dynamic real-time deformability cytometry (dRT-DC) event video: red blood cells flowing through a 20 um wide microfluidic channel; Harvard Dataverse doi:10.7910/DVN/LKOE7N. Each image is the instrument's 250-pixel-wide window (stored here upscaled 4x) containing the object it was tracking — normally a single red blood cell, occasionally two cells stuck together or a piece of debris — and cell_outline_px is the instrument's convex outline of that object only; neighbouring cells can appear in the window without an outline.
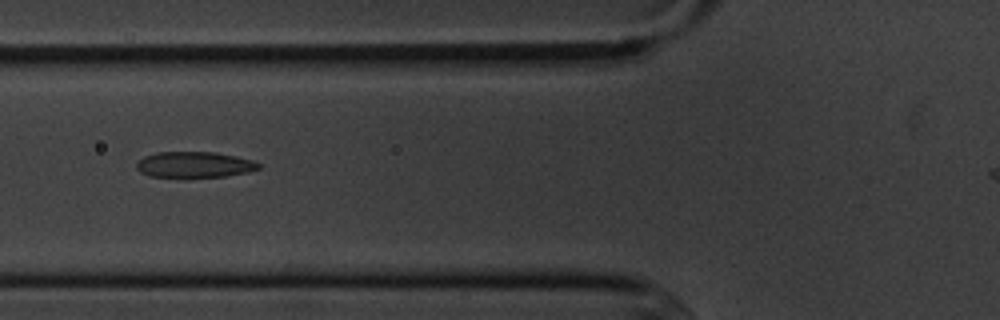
{"species": "common noctule bat (a hibernating species)", "species_latin": "Nyctalus noctula", "temperature_condition": "cold", "stored_images_in_passage": 14, "segment_of_instrument_passage": [1, 2], "camera_frame_rate_fps": 3000, "um_per_image_px": 0.085, "animal": {"sex": "male", "body_mass_g": 20.1, "forearm_length_mm": 53.5}, "frame": {"image": 1, "passage_image": 6, "time_ms": 6.667, "image_size_px": [1000, 320], "cell_outline_px": [[260, 168], [248, 172], [224, 176], [148, 176], [140, 172], [136, 168], [136, 164], [144, 156], [156, 152], [216, 152], [236, 156], [252, 160], [260, 164]], "centroid_in_image_um": [16.52, 13.98], "position_along_channel_um": 109.3, "area_um2": 18.15}}
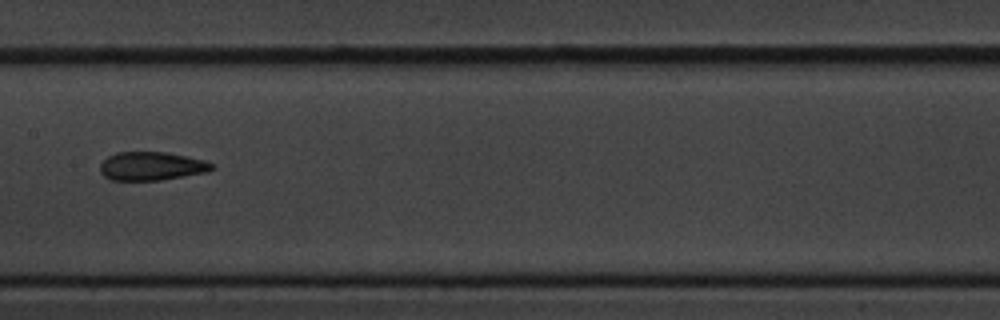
{"frame": {"image": 2, "passage_image": 8, "time_ms": 9.0, "image_size_px": [1000, 320], "cell_outline_px": [[216, 168], [208, 172], [160, 180], [112, 180], [104, 176], [100, 172], [100, 164], [108, 156], [116, 152], [168, 152], [204, 160], [212, 164]], "centroid_in_image_um": [12.89, 14.12], "position_along_channel_um": 194.5, "area_um2": 18.61}}
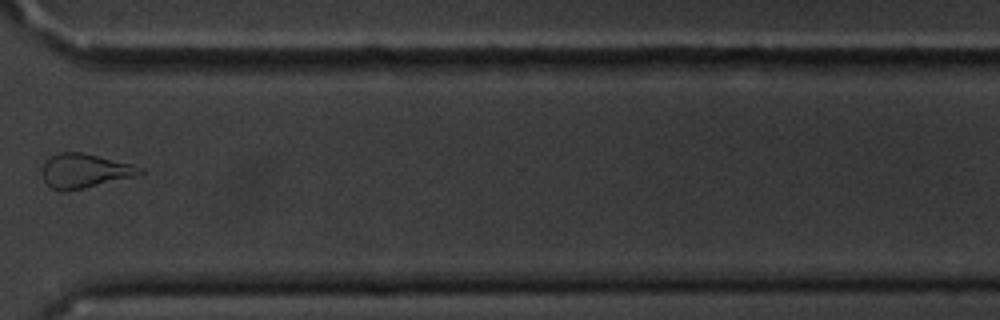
{"frame": {"image": 3, "passage_image": 12, "time_ms": 13.667, "image_size_px": [1000, 320], "cell_outline_px": [[144, 172], [136, 176], [84, 188], [64, 192], [52, 188], [44, 180], [44, 160], [60, 152], [80, 152], [132, 164], [144, 168]], "centroid_in_image_um": [7.22, 14.52], "position_along_channel_um": 363.4, "area_um2": 19.25}}